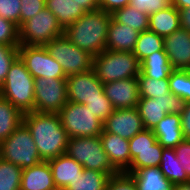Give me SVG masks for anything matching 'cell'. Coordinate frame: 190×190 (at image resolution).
Listing matches in <instances>:
<instances>
[{"mask_svg":"<svg viewBox=\"0 0 190 190\" xmlns=\"http://www.w3.org/2000/svg\"><path fill=\"white\" fill-rule=\"evenodd\" d=\"M23 123L30 130L42 161L65 154L70 137L62 127L58 113L26 112Z\"/></svg>","mask_w":190,"mask_h":190,"instance_id":"6da1fadb","label":"cell"},{"mask_svg":"<svg viewBox=\"0 0 190 190\" xmlns=\"http://www.w3.org/2000/svg\"><path fill=\"white\" fill-rule=\"evenodd\" d=\"M111 14L104 10L85 12L64 29V35L81 50L93 57L106 50V40Z\"/></svg>","mask_w":190,"mask_h":190,"instance_id":"7a4b0ae2","label":"cell"},{"mask_svg":"<svg viewBox=\"0 0 190 190\" xmlns=\"http://www.w3.org/2000/svg\"><path fill=\"white\" fill-rule=\"evenodd\" d=\"M34 77L18 56L10 66L0 86V96L7 99L23 114L34 111Z\"/></svg>","mask_w":190,"mask_h":190,"instance_id":"3957f363","label":"cell"},{"mask_svg":"<svg viewBox=\"0 0 190 190\" xmlns=\"http://www.w3.org/2000/svg\"><path fill=\"white\" fill-rule=\"evenodd\" d=\"M93 70L103 83L136 78L141 73L140 61L133 52L105 50L93 58Z\"/></svg>","mask_w":190,"mask_h":190,"instance_id":"277c9868","label":"cell"},{"mask_svg":"<svg viewBox=\"0 0 190 190\" xmlns=\"http://www.w3.org/2000/svg\"><path fill=\"white\" fill-rule=\"evenodd\" d=\"M65 154L83 168L104 173H119L103 149L100 136L69 138Z\"/></svg>","mask_w":190,"mask_h":190,"instance_id":"5b68a950","label":"cell"},{"mask_svg":"<svg viewBox=\"0 0 190 190\" xmlns=\"http://www.w3.org/2000/svg\"><path fill=\"white\" fill-rule=\"evenodd\" d=\"M0 157L22 169L42 162L32 134L22 123L8 138L1 142Z\"/></svg>","mask_w":190,"mask_h":190,"instance_id":"8992f818","label":"cell"},{"mask_svg":"<svg viewBox=\"0 0 190 190\" xmlns=\"http://www.w3.org/2000/svg\"><path fill=\"white\" fill-rule=\"evenodd\" d=\"M62 35L64 29L46 7L19 26V42L27 46H45Z\"/></svg>","mask_w":190,"mask_h":190,"instance_id":"52a82bcc","label":"cell"},{"mask_svg":"<svg viewBox=\"0 0 190 190\" xmlns=\"http://www.w3.org/2000/svg\"><path fill=\"white\" fill-rule=\"evenodd\" d=\"M45 48L61 65L66 77L93 69V56L70 42L65 35L49 41Z\"/></svg>","mask_w":190,"mask_h":190,"instance_id":"ba28073f","label":"cell"},{"mask_svg":"<svg viewBox=\"0 0 190 190\" xmlns=\"http://www.w3.org/2000/svg\"><path fill=\"white\" fill-rule=\"evenodd\" d=\"M58 115L70 138L100 136L103 132V122L84 104L67 102Z\"/></svg>","mask_w":190,"mask_h":190,"instance_id":"9c48e42d","label":"cell"},{"mask_svg":"<svg viewBox=\"0 0 190 190\" xmlns=\"http://www.w3.org/2000/svg\"><path fill=\"white\" fill-rule=\"evenodd\" d=\"M34 111L58 113L68 102L66 78L34 79Z\"/></svg>","mask_w":190,"mask_h":190,"instance_id":"30bf717a","label":"cell"},{"mask_svg":"<svg viewBox=\"0 0 190 190\" xmlns=\"http://www.w3.org/2000/svg\"><path fill=\"white\" fill-rule=\"evenodd\" d=\"M186 103L184 99L169 92L165 96L156 98H140L136 108L141 116L144 129L153 130L166 115H181Z\"/></svg>","mask_w":190,"mask_h":190,"instance_id":"8fae6325","label":"cell"},{"mask_svg":"<svg viewBox=\"0 0 190 190\" xmlns=\"http://www.w3.org/2000/svg\"><path fill=\"white\" fill-rule=\"evenodd\" d=\"M18 56L35 78H67L61 65L54 59L45 46L20 44Z\"/></svg>","mask_w":190,"mask_h":190,"instance_id":"7c38bea8","label":"cell"},{"mask_svg":"<svg viewBox=\"0 0 190 190\" xmlns=\"http://www.w3.org/2000/svg\"><path fill=\"white\" fill-rule=\"evenodd\" d=\"M68 102L88 104L94 99H104V84L95 71L89 70L66 78Z\"/></svg>","mask_w":190,"mask_h":190,"instance_id":"4fadbf2b","label":"cell"},{"mask_svg":"<svg viewBox=\"0 0 190 190\" xmlns=\"http://www.w3.org/2000/svg\"><path fill=\"white\" fill-rule=\"evenodd\" d=\"M103 124L105 132L128 140L144 129L137 108L115 109Z\"/></svg>","mask_w":190,"mask_h":190,"instance_id":"5bb4252c","label":"cell"},{"mask_svg":"<svg viewBox=\"0 0 190 190\" xmlns=\"http://www.w3.org/2000/svg\"><path fill=\"white\" fill-rule=\"evenodd\" d=\"M104 94L114 109L136 108L140 100L138 79L127 78L105 83Z\"/></svg>","mask_w":190,"mask_h":190,"instance_id":"9a60e30c","label":"cell"},{"mask_svg":"<svg viewBox=\"0 0 190 190\" xmlns=\"http://www.w3.org/2000/svg\"><path fill=\"white\" fill-rule=\"evenodd\" d=\"M163 39L172 69L190 70V32L179 28Z\"/></svg>","mask_w":190,"mask_h":190,"instance_id":"2e32d148","label":"cell"},{"mask_svg":"<svg viewBox=\"0 0 190 190\" xmlns=\"http://www.w3.org/2000/svg\"><path fill=\"white\" fill-rule=\"evenodd\" d=\"M100 139L112 166L119 173L126 172L130 166L129 140L104 130L100 135Z\"/></svg>","mask_w":190,"mask_h":190,"instance_id":"e0dca14e","label":"cell"},{"mask_svg":"<svg viewBox=\"0 0 190 190\" xmlns=\"http://www.w3.org/2000/svg\"><path fill=\"white\" fill-rule=\"evenodd\" d=\"M20 190H57L48 161L22 169Z\"/></svg>","mask_w":190,"mask_h":190,"instance_id":"ac0fdd59","label":"cell"},{"mask_svg":"<svg viewBox=\"0 0 190 190\" xmlns=\"http://www.w3.org/2000/svg\"><path fill=\"white\" fill-rule=\"evenodd\" d=\"M57 190H65L83 172V166L66 154L48 161Z\"/></svg>","mask_w":190,"mask_h":190,"instance_id":"d6986e66","label":"cell"},{"mask_svg":"<svg viewBox=\"0 0 190 190\" xmlns=\"http://www.w3.org/2000/svg\"><path fill=\"white\" fill-rule=\"evenodd\" d=\"M140 32L132 27L115 22L109 23L106 50L133 52Z\"/></svg>","mask_w":190,"mask_h":190,"instance_id":"ffe728a7","label":"cell"},{"mask_svg":"<svg viewBox=\"0 0 190 190\" xmlns=\"http://www.w3.org/2000/svg\"><path fill=\"white\" fill-rule=\"evenodd\" d=\"M153 133L157 138V142L163 148L174 149L184 140L181 129V115H166L153 129Z\"/></svg>","mask_w":190,"mask_h":190,"instance_id":"44dd1931","label":"cell"},{"mask_svg":"<svg viewBox=\"0 0 190 190\" xmlns=\"http://www.w3.org/2000/svg\"><path fill=\"white\" fill-rule=\"evenodd\" d=\"M180 28L179 12L172 4L149 15L148 30L156 33L161 37H166Z\"/></svg>","mask_w":190,"mask_h":190,"instance_id":"7402d4cb","label":"cell"},{"mask_svg":"<svg viewBox=\"0 0 190 190\" xmlns=\"http://www.w3.org/2000/svg\"><path fill=\"white\" fill-rule=\"evenodd\" d=\"M129 175L134 179L137 190H172L174 186L159 167H144Z\"/></svg>","mask_w":190,"mask_h":190,"instance_id":"603a6c76","label":"cell"},{"mask_svg":"<svg viewBox=\"0 0 190 190\" xmlns=\"http://www.w3.org/2000/svg\"><path fill=\"white\" fill-rule=\"evenodd\" d=\"M45 6L56 16L63 29L85 13L74 0H45Z\"/></svg>","mask_w":190,"mask_h":190,"instance_id":"cb8c5ba5","label":"cell"},{"mask_svg":"<svg viewBox=\"0 0 190 190\" xmlns=\"http://www.w3.org/2000/svg\"><path fill=\"white\" fill-rule=\"evenodd\" d=\"M141 73L154 79L169 78L173 70L164 50L155 51L140 62Z\"/></svg>","mask_w":190,"mask_h":190,"instance_id":"d4e9b609","label":"cell"},{"mask_svg":"<svg viewBox=\"0 0 190 190\" xmlns=\"http://www.w3.org/2000/svg\"><path fill=\"white\" fill-rule=\"evenodd\" d=\"M23 123V113L0 96V143Z\"/></svg>","mask_w":190,"mask_h":190,"instance_id":"484cf974","label":"cell"},{"mask_svg":"<svg viewBox=\"0 0 190 190\" xmlns=\"http://www.w3.org/2000/svg\"><path fill=\"white\" fill-rule=\"evenodd\" d=\"M118 173H104L90 169H83L82 174L66 187L65 190H106L112 175Z\"/></svg>","mask_w":190,"mask_h":190,"instance_id":"4316f807","label":"cell"},{"mask_svg":"<svg viewBox=\"0 0 190 190\" xmlns=\"http://www.w3.org/2000/svg\"><path fill=\"white\" fill-rule=\"evenodd\" d=\"M159 168L163 175L174 185L190 181L173 148L163 149Z\"/></svg>","mask_w":190,"mask_h":190,"instance_id":"83f0119b","label":"cell"},{"mask_svg":"<svg viewBox=\"0 0 190 190\" xmlns=\"http://www.w3.org/2000/svg\"><path fill=\"white\" fill-rule=\"evenodd\" d=\"M111 18L115 22L132 27L140 33L148 30L149 15L137 10L130 4L114 11L111 14Z\"/></svg>","mask_w":190,"mask_h":190,"instance_id":"f1b7e54d","label":"cell"},{"mask_svg":"<svg viewBox=\"0 0 190 190\" xmlns=\"http://www.w3.org/2000/svg\"><path fill=\"white\" fill-rule=\"evenodd\" d=\"M164 50V39L156 33L146 30L139 34L133 54L141 62L155 51Z\"/></svg>","mask_w":190,"mask_h":190,"instance_id":"f546056e","label":"cell"},{"mask_svg":"<svg viewBox=\"0 0 190 190\" xmlns=\"http://www.w3.org/2000/svg\"><path fill=\"white\" fill-rule=\"evenodd\" d=\"M137 79L140 98H156L170 92L169 78L154 79L140 73Z\"/></svg>","mask_w":190,"mask_h":190,"instance_id":"4dcf8cb0","label":"cell"},{"mask_svg":"<svg viewBox=\"0 0 190 190\" xmlns=\"http://www.w3.org/2000/svg\"><path fill=\"white\" fill-rule=\"evenodd\" d=\"M163 149L164 148L156 142L150 150L135 151V158L132 159L129 169L125 173L130 174L144 167H159Z\"/></svg>","mask_w":190,"mask_h":190,"instance_id":"1f68e13d","label":"cell"},{"mask_svg":"<svg viewBox=\"0 0 190 190\" xmlns=\"http://www.w3.org/2000/svg\"><path fill=\"white\" fill-rule=\"evenodd\" d=\"M22 168L0 157V190H20Z\"/></svg>","mask_w":190,"mask_h":190,"instance_id":"d6a6232c","label":"cell"},{"mask_svg":"<svg viewBox=\"0 0 190 190\" xmlns=\"http://www.w3.org/2000/svg\"><path fill=\"white\" fill-rule=\"evenodd\" d=\"M170 92L190 102V70L173 69L169 76Z\"/></svg>","mask_w":190,"mask_h":190,"instance_id":"836d02e7","label":"cell"},{"mask_svg":"<svg viewBox=\"0 0 190 190\" xmlns=\"http://www.w3.org/2000/svg\"><path fill=\"white\" fill-rule=\"evenodd\" d=\"M157 142L153 130L143 129L129 140L130 146V164L133 158H135V151L150 150L151 147Z\"/></svg>","mask_w":190,"mask_h":190,"instance_id":"e575fe53","label":"cell"},{"mask_svg":"<svg viewBox=\"0 0 190 190\" xmlns=\"http://www.w3.org/2000/svg\"><path fill=\"white\" fill-rule=\"evenodd\" d=\"M0 44L20 46L19 27L10 20L0 17Z\"/></svg>","mask_w":190,"mask_h":190,"instance_id":"d590c367","label":"cell"},{"mask_svg":"<svg viewBox=\"0 0 190 190\" xmlns=\"http://www.w3.org/2000/svg\"><path fill=\"white\" fill-rule=\"evenodd\" d=\"M19 46H7L0 44V86L3 84L6 75L13 61L18 57Z\"/></svg>","mask_w":190,"mask_h":190,"instance_id":"8d00e7d4","label":"cell"},{"mask_svg":"<svg viewBox=\"0 0 190 190\" xmlns=\"http://www.w3.org/2000/svg\"><path fill=\"white\" fill-rule=\"evenodd\" d=\"M92 112L96 118L100 119L103 123L115 110L111 101L105 96L104 99H94L84 104Z\"/></svg>","mask_w":190,"mask_h":190,"instance_id":"74e56055","label":"cell"},{"mask_svg":"<svg viewBox=\"0 0 190 190\" xmlns=\"http://www.w3.org/2000/svg\"><path fill=\"white\" fill-rule=\"evenodd\" d=\"M21 0H0V17L20 26Z\"/></svg>","mask_w":190,"mask_h":190,"instance_id":"f35d334b","label":"cell"},{"mask_svg":"<svg viewBox=\"0 0 190 190\" xmlns=\"http://www.w3.org/2000/svg\"><path fill=\"white\" fill-rule=\"evenodd\" d=\"M129 4L141 12L151 15L170 6L171 0H130Z\"/></svg>","mask_w":190,"mask_h":190,"instance_id":"ab89813d","label":"cell"},{"mask_svg":"<svg viewBox=\"0 0 190 190\" xmlns=\"http://www.w3.org/2000/svg\"><path fill=\"white\" fill-rule=\"evenodd\" d=\"M106 190H137V187L129 174L120 172L110 177Z\"/></svg>","mask_w":190,"mask_h":190,"instance_id":"60d3db41","label":"cell"},{"mask_svg":"<svg viewBox=\"0 0 190 190\" xmlns=\"http://www.w3.org/2000/svg\"><path fill=\"white\" fill-rule=\"evenodd\" d=\"M45 7V0H21L20 25Z\"/></svg>","mask_w":190,"mask_h":190,"instance_id":"b9f144b4","label":"cell"},{"mask_svg":"<svg viewBox=\"0 0 190 190\" xmlns=\"http://www.w3.org/2000/svg\"><path fill=\"white\" fill-rule=\"evenodd\" d=\"M174 149L177 159L183 166V169L187 173V176L190 178V140L184 139Z\"/></svg>","mask_w":190,"mask_h":190,"instance_id":"7bdbcfd3","label":"cell"},{"mask_svg":"<svg viewBox=\"0 0 190 190\" xmlns=\"http://www.w3.org/2000/svg\"><path fill=\"white\" fill-rule=\"evenodd\" d=\"M130 0H99V9L112 14L114 11L127 6Z\"/></svg>","mask_w":190,"mask_h":190,"instance_id":"ee69618b","label":"cell"},{"mask_svg":"<svg viewBox=\"0 0 190 190\" xmlns=\"http://www.w3.org/2000/svg\"><path fill=\"white\" fill-rule=\"evenodd\" d=\"M181 129L184 139L190 140V102L186 103L185 109L181 114Z\"/></svg>","mask_w":190,"mask_h":190,"instance_id":"f6af8a7d","label":"cell"},{"mask_svg":"<svg viewBox=\"0 0 190 190\" xmlns=\"http://www.w3.org/2000/svg\"><path fill=\"white\" fill-rule=\"evenodd\" d=\"M180 28L190 32V7L179 9Z\"/></svg>","mask_w":190,"mask_h":190,"instance_id":"bcb514c9","label":"cell"},{"mask_svg":"<svg viewBox=\"0 0 190 190\" xmlns=\"http://www.w3.org/2000/svg\"><path fill=\"white\" fill-rule=\"evenodd\" d=\"M85 12H92L99 9V0H74Z\"/></svg>","mask_w":190,"mask_h":190,"instance_id":"7dc6e473","label":"cell"},{"mask_svg":"<svg viewBox=\"0 0 190 190\" xmlns=\"http://www.w3.org/2000/svg\"><path fill=\"white\" fill-rule=\"evenodd\" d=\"M171 4L179 10L190 7V0H171Z\"/></svg>","mask_w":190,"mask_h":190,"instance_id":"c3c4849f","label":"cell"},{"mask_svg":"<svg viewBox=\"0 0 190 190\" xmlns=\"http://www.w3.org/2000/svg\"><path fill=\"white\" fill-rule=\"evenodd\" d=\"M172 190H190V181L175 184Z\"/></svg>","mask_w":190,"mask_h":190,"instance_id":"681fc988","label":"cell"}]
</instances>
